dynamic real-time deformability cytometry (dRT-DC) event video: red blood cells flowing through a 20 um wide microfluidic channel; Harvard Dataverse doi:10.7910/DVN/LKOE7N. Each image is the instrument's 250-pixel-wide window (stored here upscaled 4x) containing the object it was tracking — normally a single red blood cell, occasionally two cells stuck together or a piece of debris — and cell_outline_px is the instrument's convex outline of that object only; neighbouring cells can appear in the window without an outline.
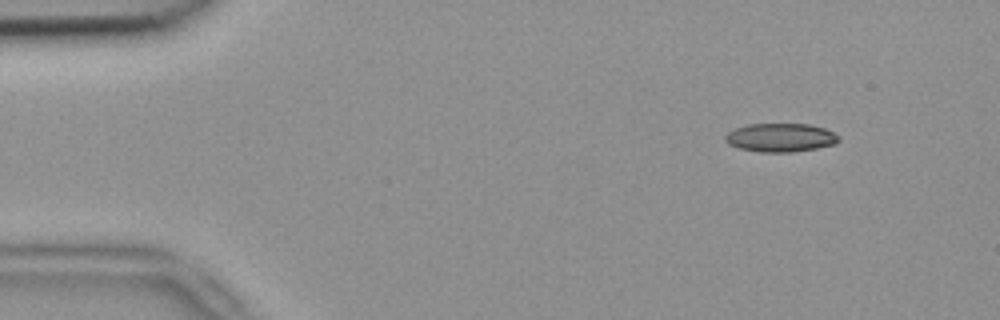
{"species": "common noctule bat (a hibernating species)", "species_latin": "Nyctalus noctula", "temperature_condition": "room temperature", "stored_images_in_passage": 6, "camera_frame_rate_fps": 3000, "um_per_image_px": 0.085, "animal": {"sex": "female", "body_mass_g": 18.4}, "frame": {"image": 1, "passage_image": 2, "time_ms": 0.333, "image_size_px": [1000, 320], "cell_outline_px": [[840, 140], [832, 144], [816, 148], [792, 152], [760, 152], [740, 148], [728, 144], [724, 140], [724, 136], [728, 132], [736, 128], [748, 124], [808, 124], [824, 128], [840, 136]], "centroid_in_image_um": [66.32, 11.69], "position_along_channel_um": 18.7, "area_um2": 18.79}}
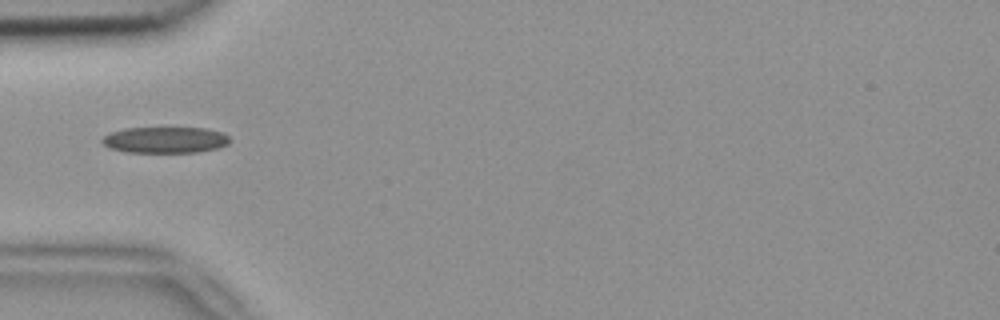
{"frame": {"image": 2, "passage_image": 5, "time_ms": 1.333, "image_size_px": [1000, 320], "cell_outline_px": [[232, 140], [228, 144], [216, 148], [200, 152], [124, 152], [108, 148], [100, 140], [108, 132], [124, 128], [204, 128], [220, 132], [228, 136]], "centroid_in_image_um": [14.0, 11.89], "position_along_channel_um": 71.0, "area_um2": 19.59}}